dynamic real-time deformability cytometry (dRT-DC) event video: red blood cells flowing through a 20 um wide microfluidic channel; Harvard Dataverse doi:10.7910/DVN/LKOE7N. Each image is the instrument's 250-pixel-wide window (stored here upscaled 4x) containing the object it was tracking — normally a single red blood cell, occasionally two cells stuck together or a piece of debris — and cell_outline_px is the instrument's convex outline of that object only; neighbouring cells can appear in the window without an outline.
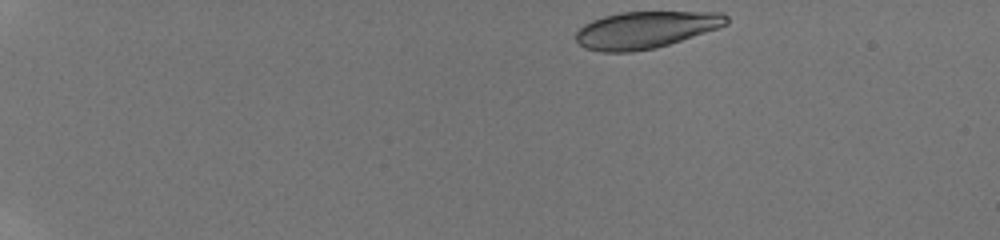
{"species": "human", "species_latin": "Homo sapiens", "temperature_condition": "room temperature", "stored_images_in_passage": 71, "camera_frame_rate_fps": 3000, "um_per_image_px": 0.085, "donor": {"sex": "male"}, "frame": {"image": 1, "passage_image": 1, "time_ms": 0.0, "image_size_px": [1000, 240], "cell_outline_px": [[728, 24], [656, 48], [632, 52], [604, 52], [584, 48], [576, 40], [576, 32], [584, 24], [592, 20], [604, 16], [620, 12], [724, 12], [728, 16]], "centroid_in_image_um": [54.85, 2.53], "position_along_channel_um": 30.2, "area_um2": 32.19}}
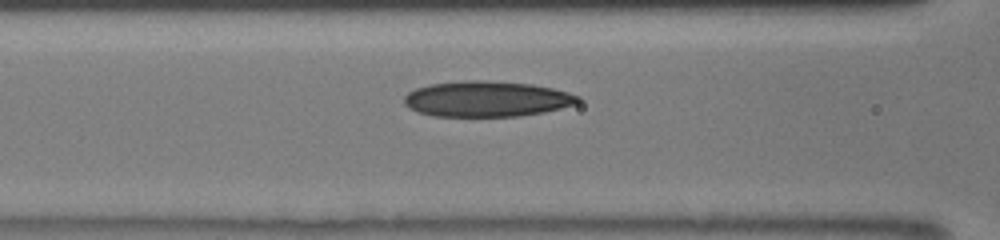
{"frame": {"image": 2, "passage_image": 26, "time_ms": 5.333, "image_size_px": [1000, 240], "cell_outline_px": [[580, 100], [576, 104], [544, 112], [520, 116], [436, 116], [420, 112], [408, 108], [404, 104], [404, 96], [408, 92], [416, 88], [432, 84], [464, 80], [480, 80], [532, 84], [552, 88], [568, 92], [580, 96]], "centroid_in_image_um": [41.38, 8.41], "position_along_channel_um": 125.2, "area_um2": 36.01}}
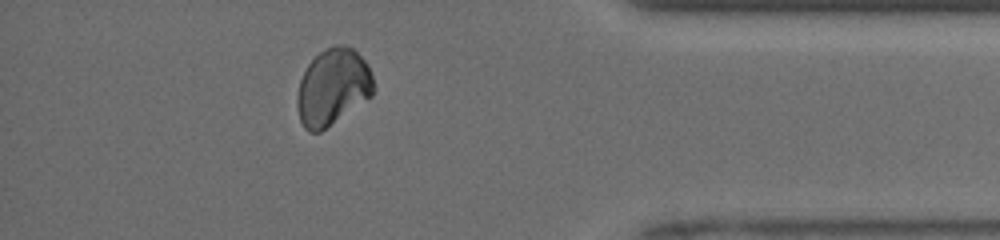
{"frame": {"image": 3, "passage_image": 62, "time_ms": 12.667, "image_size_px": [1000, 240], "cell_outline_px": [[372, 96], [320, 132], [308, 132], [304, 128], [300, 120], [296, 104], [296, 96], [300, 80], [308, 64], [320, 52], [332, 44], [344, 44], [352, 48], [368, 64], [372, 76]], "centroid_in_image_um": [28.26, 7.4], "position_along_channel_um": 406.9, "area_um2": 33.99}, "authors_computed_cell_mechanics": {"area_um2": 34.1598, "velocity_mm_per_s": 4.124, "shape_relaxation_time_tau1_ms": null, "shape_relaxation_time_tau2_ms": 10.6877, "deformation_change_tau1": null, "deformation_change_tau2": 0.175}}